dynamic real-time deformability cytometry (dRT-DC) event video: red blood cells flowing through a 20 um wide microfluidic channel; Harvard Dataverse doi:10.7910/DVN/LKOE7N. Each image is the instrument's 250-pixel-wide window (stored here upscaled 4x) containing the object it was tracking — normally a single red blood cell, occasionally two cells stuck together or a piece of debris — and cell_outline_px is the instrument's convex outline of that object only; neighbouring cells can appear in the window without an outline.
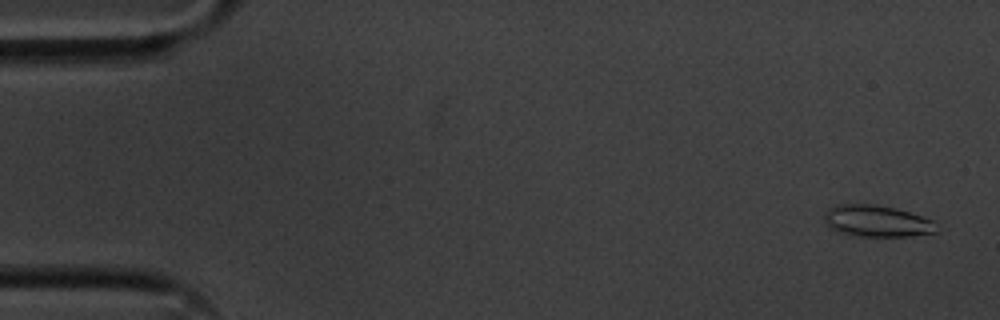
{"species": "common noctule bat (a hibernating species)", "species_latin": "Nyctalus noctula", "temperature_condition": "cold", "stored_images_in_passage": 55, "camera_frame_rate_fps": 3000, "um_per_image_px": 0.085, "animal": {"sex": "male", "body_mass_g": 20.1, "forearm_length_mm": 53.5}, "frame": {"image": 1, "passage_image": 2, "time_ms": 0.333, "image_size_px": [1000, 320], "cell_outline_px": [[936, 232], [912, 236], [852, 236], [828, 228], [824, 220], [824, 216], [828, 208], [836, 204], [876, 204], [896, 208], [932, 220]], "centroid_in_image_um": [74.45, 18.79], "position_along_channel_um": 10.5, "area_um2": 20.63}}
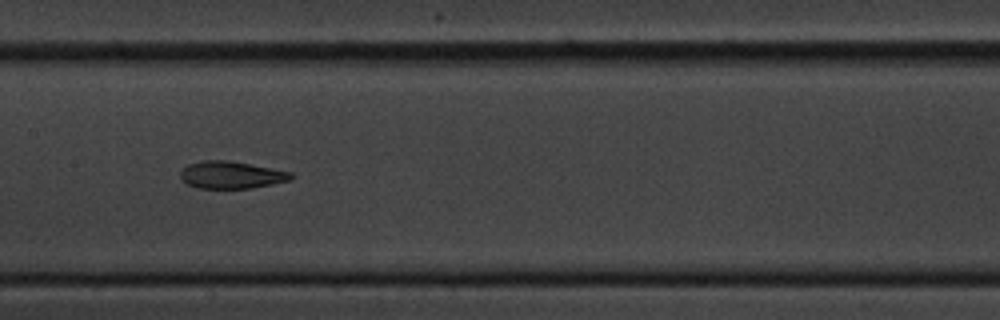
{"frame": {"image": 2, "passage_image": 27, "time_ms": 8.667, "image_size_px": [1000, 320], "cell_outline_px": [[292, 180], [252, 188], [196, 188], [180, 180], [180, 172], [188, 164], [200, 160], [228, 160], [272, 168], [292, 172]], "centroid_in_image_um": [19.63, 14.87], "position_along_channel_um": 187.8, "area_um2": 17.69}}
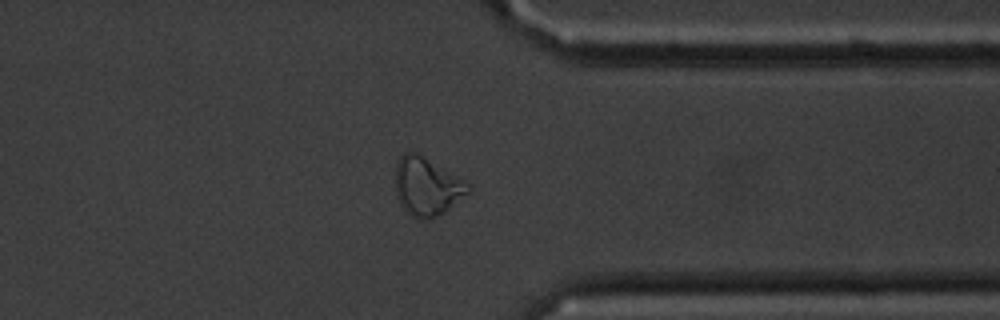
{"frame": {"image": 3, "passage_image": 43, "time_ms": 14.0, "image_size_px": [1000, 320], "cell_outline_px": [[468, 192], [444, 212], [436, 216], [412, 216], [400, 204], [396, 196], [396, 164], [400, 156], [404, 152], [416, 152], [464, 180], [468, 184]], "centroid_in_image_um": [36.24, 15.8], "position_along_channel_um": 375.2, "area_um2": 23.76}, "authors_computed_cell_mechanics": {"area_um2": 18.9584, "velocity_mm_per_s": 3.6018, "shape_relaxation_time_tau1_ms": 4.5454, "shape_relaxation_time_tau2_ms": 2.3376, "deformation_change_tau1": 0.1619, "deformation_change_tau2": 0.0825}}